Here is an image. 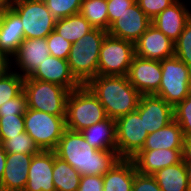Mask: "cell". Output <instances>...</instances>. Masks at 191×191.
I'll return each instance as SVG.
<instances>
[{
	"mask_svg": "<svg viewBox=\"0 0 191 191\" xmlns=\"http://www.w3.org/2000/svg\"><path fill=\"white\" fill-rule=\"evenodd\" d=\"M80 14L94 27L108 31L106 0H82Z\"/></svg>",
	"mask_w": 191,
	"mask_h": 191,
	"instance_id": "83f0119b",
	"label": "cell"
},
{
	"mask_svg": "<svg viewBox=\"0 0 191 191\" xmlns=\"http://www.w3.org/2000/svg\"><path fill=\"white\" fill-rule=\"evenodd\" d=\"M29 78L57 84L70 91L82 85L72 74L68 61L52 55H49Z\"/></svg>",
	"mask_w": 191,
	"mask_h": 191,
	"instance_id": "2e32d148",
	"label": "cell"
},
{
	"mask_svg": "<svg viewBox=\"0 0 191 191\" xmlns=\"http://www.w3.org/2000/svg\"><path fill=\"white\" fill-rule=\"evenodd\" d=\"M24 79L12 70L0 77V106L23 91Z\"/></svg>",
	"mask_w": 191,
	"mask_h": 191,
	"instance_id": "f1b7e54d",
	"label": "cell"
},
{
	"mask_svg": "<svg viewBox=\"0 0 191 191\" xmlns=\"http://www.w3.org/2000/svg\"><path fill=\"white\" fill-rule=\"evenodd\" d=\"M89 145L97 150H116V121L107 118L81 131Z\"/></svg>",
	"mask_w": 191,
	"mask_h": 191,
	"instance_id": "603a6c76",
	"label": "cell"
},
{
	"mask_svg": "<svg viewBox=\"0 0 191 191\" xmlns=\"http://www.w3.org/2000/svg\"><path fill=\"white\" fill-rule=\"evenodd\" d=\"M93 29L94 27L79 13L56 19L54 31L74 44Z\"/></svg>",
	"mask_w": 191,
	"mask_h": 191,
	"instance_id": "484cf974",
	"label": "cell"
},
{
	"mask_svg": "<svg viewBox=\"0 0 191 191\" xmlns=\"http://www.w3.org/2000/svg\"><path fill=\"white\" fill-rule=\"evenodd\" d=\"M11 71V59L0 51V77Z\"/></svg>",
	"mask_w": 191,
	"mask_h": 191,
	"instance_id": "b9f144b4",
	"label": "cell"
},
{
	"mask_svg": "<svg viewBox=\"0 0 191 191\" xmlns=\"http://www.w3.org/2000/svg\"><path fill=\"white\" fill-rule=\"evenodd\" d=\"M53 184L56 191H77L81 174L54 151Z\"/></svg>",
	"mask_w": 191,
	"mask_h": 191,
	"instance_id": "4316f807",
	"label": "cell"
},
{
	"mask_svg": "<svg viewBox=\"0 0 191 191\" xmlns=\"http://www.w3.org/2000/svg\"><path fill=\"white\" fill-rule=\"evenodd\" d=\"M148 134L158 131L174 120L173 106L157 95H142L136 110Z\"/></svg>",
	"mask_w": 191,
	"mask_h": 191,
	"instance_id": "9a60e30c",
	"label": "cell"
},
{
	"mask_svg": "<svg viewBox=\"0 0 191 191\" xmlns=\"http://www.w3.org/2000/svg\"><path fill=\"white\" fill-rule=\"evenodd\" d=\"M107 34L103 29L94 28L71 45L67 61L72 74L82 85L97 76L99 52Z\"/></svg>",
	"mask_w": 191,
	"mask_h": 191,
	"instance_id": "3957f363",
	"label": "cell"
},
{
	"mask_svg": "<svg viewBox=\"0 0 191 191\" xmlns=\"http://www.w3.org/2000/svg\"><path fill=\"white\" fill-rule=\"evenodd\" d=\"M55 19L79 14L82 0H43Z\"/></svg>",
	"mask_w": 191,
	"mask_h": 191,
	"instance_id": "4dcf8cb0",
	"label": "cell"
},
{
	"mask_svg": "<svg viewBox=\"0 0 191 191\" xmlns=\"http://www.w3.org/2000/svg\"><path fill=\"white\" fill-rule=\"evenodd\" d=\"M176 0H136L140 9L153 20Z\"/></svg>",
	"mask_w": 191,
	"mask_h": 191,
	"instance_id": "8d00e7d4",
	"label": "cell"
},
{
	"mask_svg": "<svg viewBox=\"0 0 191 191\" xmlns=\"http://www.w3.org/2000/svg\"><path fill=\"white\" fill-rule=\"evenodd\" d=\"M132 191H162L153 175L135 172Z\"/></svg>",
	"mask_w": 191,
	"mask_h": 191,
	"instance_id": "f35d334b",
	"label": "cell"
},
{
	"mask_svg": "<svg viewBox=\"0 0 191 191\" xmlns=\"http://www.w3.org/2000/svg\"><path fill=\"white\" fill-rule=\"evenodd\" d=\"M108 6V30L120 15L136 3V0H106Z\"/></svg>",
	"mask_w": 191,
	"mask_h": 191,
	"instance_id": "74e56055",
	"label": "cell"
},
{
	"mask_svg": "<svg viewBox=\"0 0 191 191\" xmlns=\"http://www.w3.org/2000/svg\"><path fill=\"white\" fill-rule=\"evenodd\" d=\"M77 191H103L102 175H83Z\"/></svg>",
	"mask_w": 191,
	"mask_h": 191,
	"instance_id": "ab89813d",
	"label": "cell"
},
{
	"mask_svg": "<svg viewBox=\"0 0 191 191\" xmlns=\"http://www.w3.org/2000/svg\"><path fill=\"white\" fill-rule=\"evenodd\" d=\"M136 171L132 159H120L103 175V191H132Z\"/></svg>",
	"mask_w": 191,
	"mask_h": 191,
	"instance_id": "7402d4cb",
	"label": "cell"
},
{
	"mask_svg": "<svg viewBox=\"0 0 191 191\" xmlns=\"http://www.w3.org/2000/svg\"><path fill=\"white\" fill-rule=\"evenodd\" d=\"M162 191H189L186 164L181 161L153 174Z\"/></svg>",
	"mask_w": 191,
	"mask_h": 191,
	"instance_id": "d4e9b609",
	"label": "cell"
},
{
	"mask_svg": "<svg viewBox=\"0 0 191 191\" xmlns=\"http://www.w3.org/2000/svg\"><path fill=\"white\" fill-rule=\"evenodd\" d=\"M54 151L33 155L24 191H56L53 184Z\"/></svg>",
	"mask_w": 191,
	"mask_h": 191,
	"instance_id": "e0dca14e",
	"label": "cell"
},
{
	"mask_svg": "<svg viewBox=\"0 0 191 191\" xmlns=\"http://www.w3.org/2000/svg\"><path fill=\"white\" fill-rule=\"evenodd\" d=\"M25 132L40 150L54 151L64 130L65 116H57L27 108L24 114Z\"/></svg>",
	"mask_w": 191,
	"mask_h": 191,
	"instance_id": "8992f818",
	"label": "cell"
},
{
	"mask_svg": "<svg viewBox=\"0 0 191 191\" xmlns=\"http://www.w3.org/2000/svg\"><path fill=\"white\" fill-rule=\"evenodd\" d=\"M25 132L24 115L0 116V140Z\"/></svg>",
	"mask_w": 191,
	"mask_h": 191,
	"instance_id": "1f68e13d",
	"label": "cell"
},
{
	"mask_svg": "<svg viewBox=\"0 0 191 191\" xmlns=\"http://www.w3.org/2000/svg\"><path fill=\"white\" fill-rule=\"evenodd\" d=\"M107 118L99 99L86 85H81L69 93L65 114L67 129L81 132Z\"/></svg>",
	"mask_w": 191,
	"mask_h": 191,
	"instance_id": "277c9868",
	"label": "cell"
},
{
	"mask_svg": "<svg viewBox=\"0 0 191 191\" xmlns=\"http://www.w3.org/2000/svg\"><path fill=\"white\" fill-rule=\"evenodd\" d=\"M33 155L7 153L0 191H24Z\"/></svg>",
	"mask_w": 191,
	"mask_h": 191,
	"instance_id": "d6986e66",
	"label": "cell"
},
{
	"mask_svg": "<svg viewBox=\"0 0 191 191\" xmlns=\"http://www.w3.org/2000/svg\"><path fill=\"white\" fill-rule=\"evenodd\" d=\"M162 77L159 90L154 94L173 107L183 101L191 90V68L176 56L160 61Z\"/></svg>",
	"mask_w": 191,
	"mask_h": 191,
	"instance_id": "52a82bcc",
	"label": "cell"
},
{
	"mask_svg": "<svg viewBox=\"0 0 191 191\" xmlns=\"http://www.w3.org/2000/svg\"><path fill=\"white\" fill-rule=\"evenodd\" d=\"M27 110V98L22 91L17 97L0 106V116L24 115Z\"/></svg>",
	"mask_w": 191,
	"mask_h": 191,
	"instance_id": "d590c367",
	"label": "cell"
},
{
	"mask_svg": "<svg viewBox=\"0 0 191 191\" xmlns=\"http://www.w3.org/2000/svg\"><path fill=\"white\" fill-rule=\"evenodd\" d=\"M6 158H7V153L4 150L2 143L0 142V183L3 178V173L6 165Z\"/></svg>",
	"mask_w": 191,
	"mask_h": 191,
	"instance_id": "7bdbcfd3",
	"label": "cell"
},
{
	"mask_svg": "<svg viewBox=\"0 0 191 191\" xmlns=\"http://www.w3.org/2000/svg\"><path fill=\"white\" fill-rule=\"evenodd\" d=\"M175 56L191 68V19L185 24L183 32L174 42Z\"/></svg>",
	"mask_w": 191,
	"mask_h": 191,
	"instance_id": "836d02e7",
	"label": "cell"
},
{
	"mask_svg": "<svg viewBox=\"0 0 191 191\" xmlns=\"http://www.w3.org/2000/svg\"><path fill=\"white\" fill-rule=\"evenodd\" d=\"M49 55L46 38L24 39L11 58V70L29 77Z\"/></svg>",
	"mask_w": 191,
	"mask_h": 191,
	"instance_id": "8fae6325",
	"label": "cell"
},
{
	"mask_svg": "<svg viewBox=\"0 0 191 191\" xmlns=\"http://www.w3.org/2000/svg\"><path fill=\"white\" fill-rule=\"evenodd\" d=\"M174 120L180 125L184 137L191 135V90L189 95L173 107Z\"/></svg>",
	"mask_w": 191,
	"mask_h": 191,
	"instance_id": "d6a6232c",
	"label": "cell"
},
{
	"mask_svg": "<svg viewBox=\"0 0 191 191\" xmlns=\"http://www.w3.org/2000/svg\"><path fill=\"white\" fill-rule=\"evenodd\" d=\"M54 151L81 176H103L121 159L116 150H97L87 143L81 132L67 128Z\"/></svg>",
	"mask_w": 191,
	"mask_h": 191,
	"instance_id": "6da1fadb",
	"label": "cell"
},
{
	"mask_svg": "<svg viewBox=\"0 0 191 191\" xmlns=\"http://www.w3.org/2000/svg\"><path fill=\"white\" fill-rule=\"evenodd\" d=\"M184 135L180 125L173 120L158 131L148 134L141 150L183 149Z\"/></svg>",
	"mask_w": 191,
	"mask_h": 191,
	"instance_id": "cb8c5ba5",
	"label": "cell"
},
{
	"mask_svg": "<svg viewBox=\"0 0 191 191\" xmlns=\"http://www.w3.org/2000/svg\"><path fill=\"white\" fill-rule=\"evenodd\" d=\"M12 0H0V6H10Z\"/></svg>",
	"mask_w": 191,
	"mask_h": 191,
	"instance_id": "bcb514c9",
	"label": "cell"
},
{
	"mask_svg": "<svg viewBox=\"0 0 191 191\" xmlns=\"http://www.w3.org/2000/svg\"><path fill=\"white\" fill-rule=\"evenodd\" d=\"M186 172H187L188 188L189 191H191V164H186Z\"/></svg>",
	"mask_w": 191,
	"mask_h": 191,
	"instance_id": "f6af8a7d",
	"label": "cell"
},
{
	"mask_svg": "<svg viewBox=\"0 0 191 191\" xmlns=\"http://www.w3.org/2000/svg\"><path fill=\"white\" fill-rule=\"evenodd\" d=\"M6 153H24L29 155L38 154L41 150L27 132L8 140H0Z\"/></svg>",
	"mask_w": 191,
	"mask_h": 191,
	"instance_id": "f546056e",
	"label": "cell"
},
{
	"mask_svg": "<svg viewBox=\"0 0 191 191\" xmlns=\"http://www.w3.org/2000/svg\"><path fill=\"white\" fill-rule=\"evenodd\" d=\"M129 82L142 95H152L159 90L162 77L160 61L134 56L128 72Z\"/></svg>",
	"mask_w": 191,
	"mask_h": 191,
	"instance_id": "7c38bea8",
	"label": "cell"
},
{
	"mask_svg": "<svg viewBox=\"0 0 191 191\" xmlns=\"http://www.w3.org/2000/svg\"><path fill=\"white\" fill-rule=\"evenodd\" d=\"M190 10L182 0H176L159 13L152 20V24L175 42L183 32L185 24L191 19Z\"/></svg>",
	"mask_w": 191,
	"mask_h": 191,
	"instance_id": "ac0fdd59",
	"label": "cell"
},
{
	"mask_svg": "<svg viewBox=\"0 0 191 191\" xmlns=\"http://www.w3.org/2000/svg\"><path fill=\"white\" fill-rule=\"evenodd\" d=\"M183 149L141 150L132 160L141 174L153 175L165 167L182 161Z\"/></svg>",
	"mask_w": 191,
	"mask_h": 191,
	"instance_id": "ffe728a7",
	"label": "cell"
},
{
	"mask_svg": "<svg viewBox=\"0 0 191 191\" xmlns=\"http://www.w3.org/2000/svg\"><path fill=\"white\" fill-rule=\"evenodd\" d=\"M23 91L27 98V108L65 116L70 90L57 84L26 77Z\"/></svg>",
	"mask_w": 191,
	"mask_h": 191,
	"instance_id": "5b68a950",
	"label": "cell"
},
{
	"mask_svg": "<svg viewBox=\"0 0 191 191\" xmlns=\"http://www.w3.org/2000/svg\"><path fill=\"white\" fill-rule=\"evenodd\" d=\"M151 24L152 20L140 9L136 2L110 25L107 32L111 36L135 44Z\"/></svg>",
	"mask_w": 191,
	"mask_h": 191,
	"instance_id": "4fadbf2b",
	"label": "cell"
},
{
	"mask_svg": "<svg viewBox=\"0 0 191 191\" xmlns=\"http://www.w3.org/2000/svg\"><path fill=\"white\" fill-rule=\"evenodd\" d=\"M85 85L99 99L107 116L115 120L136 111L142 96L127 75H97Z\"/></svg>",
	"mask_w": 191,
	"mask_h": 191,
	"instance_id": "7a4b0ae2",
	"label": "cell"
},
{
	"mask_svg": "<svg viewBox=\"0 0 191 191\" xmlns=\"http://www.w3.org/2000/svg\"><path fill=\"white\" fill-rule=\"evenodd\" d=\"M135 55L161 61L175 56L174 42L151 24L135 43Z\"/></svg>",
	"mask_w": 191,
	"mask_h": 191,
	"instance_id": "5bb4252c",
	"label": "cell"
},
{
	"mask_svg": "<svg viewBox=\"0 0 191 191\" xmlns=\"http://www.w3.org/2000/svg\"><path fill=\"white\" fill-rule=\"evenodd\" d=\"M50 55L67 60L72 43L63 38L54 30L46 37Z\"/></svg>",
	"mask_w": 191,
	"mask_h": 191,
	"instance_id": "e575fe53",
	"label": "cell"
},
{
	"mask_svg": "<svg viewBox=\"0 0 191 191\" xmlns=\"http://www.w3.org/2000/svg\"><path fill=\"white\" fill-rule=\"evenodd\" d=\"M24 39L25 34L21 19L10 7L0 29V51L11 59Z\"/></svg>",
	"mask_w": 191,
	"mask_h": 191,
	"instance_id": "44dd1931",
	"label": "cell"
},
{
	"mask_svg": "<svg viewBox=\"0 0 191 191\" xmlns=\"http://www.w3.org/2000/svg\"><path fill=\"white\" fill-rule=\"evenodd\" d=\"M116 152L121 159H132L143 148L148 132L137 111L116 120Z\"/></svg>",
	"mask_w": 191,
	"mask_h": 191,
	"instance_id": "30bf717a",
	"label": "cell"
},
{
	"mask_svg": "<svg viewBox=\"0 0 191 191\" xmlns=\"http://www.w3.org/2000/svg\"><path fill=\"white\" fill-rule=\"evenodd\" d=\"M182 161L185 164H191V135L184 137Z\"/></svg>",
	"mask_w": 191,
	"mask_h": 191,
	"instance_id": "60d3db41",
	"label": "cell"
},
{
	"mask_svg": "<svg viewBox=\"0 0 191 191\" xmlns=\"http://www.w3.org/2000/svg\"><path fill=\"white\" fill-rule=\"evenodd\" d=\"M135 44L107 34L99 52L97 75H128Z\"/></svg>",
	"mask_w": 191,
	"mask_h": 191,
	"instance_id": "9c48e42d",
	"label": "cell"
},
{
	"mask_svg": "<svg viewBox=\"0 0 191 191\" xmlns=\"http://www.w3.org/2000/svg\"><path fill=\"white\" fill-rule=\"evenodd\" d=\"M10 7L21 19L25 39L46 38L55 28L56 19L43 0H12Z\"/></svg>",
	"mask_w": 191,
	"mask_h": 191,
	"instance_id": "ba28073f",
	"label": "cell"
},
{
	"mask_svg": "<svg viewBox=\"0 0 191 191\" xmlns=\"http://www.w3.org/2000/svg\"><path fill=\"white\" fill-rule=\"evenodd\" d=\"M9 8L10 6H0V29L2 28L5 15Z\"/></svg>",
	"mask_w": 191,
	"mask_h": 191,
	"instance_id": "ee69618b",
	"label": "cell"
}]
</instances>
